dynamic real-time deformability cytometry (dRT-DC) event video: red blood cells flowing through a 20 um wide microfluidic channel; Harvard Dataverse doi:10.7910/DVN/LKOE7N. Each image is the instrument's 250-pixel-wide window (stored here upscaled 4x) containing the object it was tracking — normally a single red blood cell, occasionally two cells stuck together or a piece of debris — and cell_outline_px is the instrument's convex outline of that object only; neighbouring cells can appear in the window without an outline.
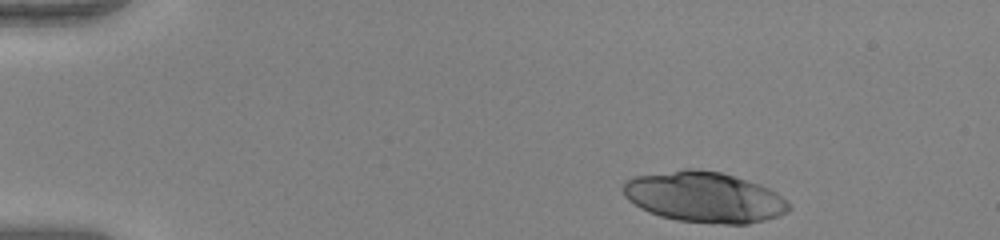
{"species": "human", "species_latin": "Homo sapiens", "temperature_condition": "warm", "stored_images_in_passage": 45, "camera_frame_rate_fps": 3000, "um_per_image_px": 0.085, "donor": {"sex": "female"}, "frame": {"image": 1, "passage_image": 1, "time_ms": 0.0, "image_size_px": [1000, 240], "cell_outline_px": [[792, 208], [788, 212], [780, 216], [748, 224], [712, 224], [676, 220], [660, 216], [648, 212], [640, 208], [628, 200], [624, 196], [624, 180], [632, 176], [684, 168], [696, 168], [720, 172], [760, 184], [776, 192], [788, 200]], "centroid_in_image_um": [59.87, 16.75], "position_along_channel_um": 25.1, "area_um2": 49.59}}
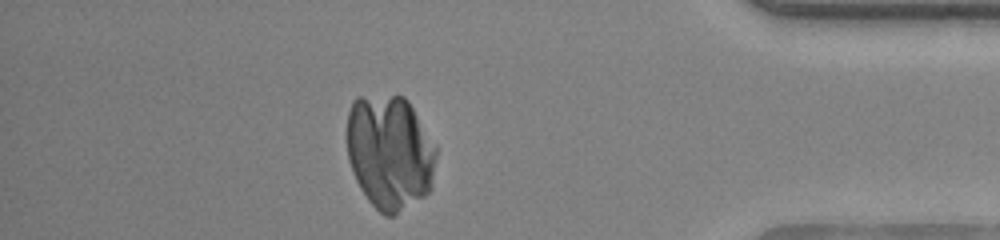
{"frame": {"image": 2, "passage_image": 39, "time_ms": 12.667, "image_size_px": [1000, 240], "cell_outline_px": [[436, 156], [432, 188], [424, 196], [392, 216], [384, 216], [368, 200], [360, 188], [352, 172], [348, 160], [344, 136], [348, 112], [352, 100], [356, 96], [404, 96], [408, 100], [436, 148]], "centroid_in_image_um": [33.07, 12.93], "position_along_channel_um": 402.1, "area_um2": 60.23}}